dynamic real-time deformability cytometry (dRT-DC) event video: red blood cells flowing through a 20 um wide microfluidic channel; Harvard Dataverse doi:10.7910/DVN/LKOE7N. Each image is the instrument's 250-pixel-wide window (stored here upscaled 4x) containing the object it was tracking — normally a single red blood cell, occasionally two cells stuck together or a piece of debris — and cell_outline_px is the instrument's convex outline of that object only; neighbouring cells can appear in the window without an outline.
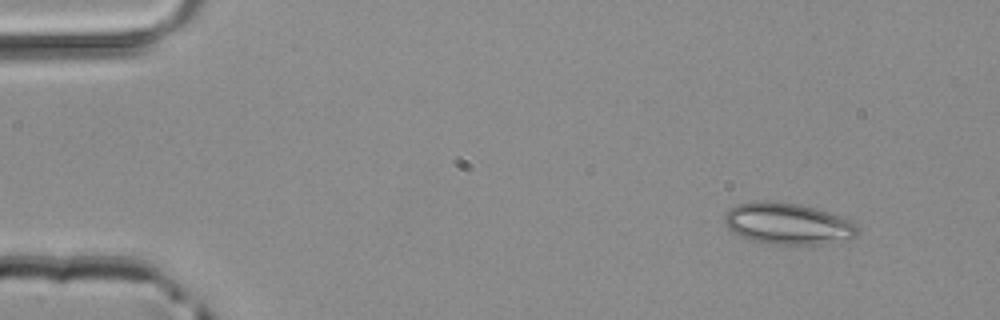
{"species": "common noctule bat (a hibernating species)", "species_latin": "Nyctalus noctula", "temperature_condition": "room temperature", "stored_images_in_passage": 47, "camera_frame_rate_fps": 3000, "um_per_image_px": 0.085, "animal": {"sex": "male", "body_mass_g": 20.4}, "frame": {"image": 1, "passage_image": 4, "time_ms": 1.0, "image_size_px": [1000, 320], "cell_outline_px": [[860, 232], [856, 236], [820, 244], [768, 244], [748, 240], [732, 232], [724, 224], [724, 212], [728, 208], [736, 204], [760, 200], [764, 200], [800, 204], [816, 208], [828, 212], [848, 220], [856, 224], [860, 228]], "centroid_in_image_um": [66.88, 19.0], "position_along_channel_um": 18.1, "area_um2": 32.37}}
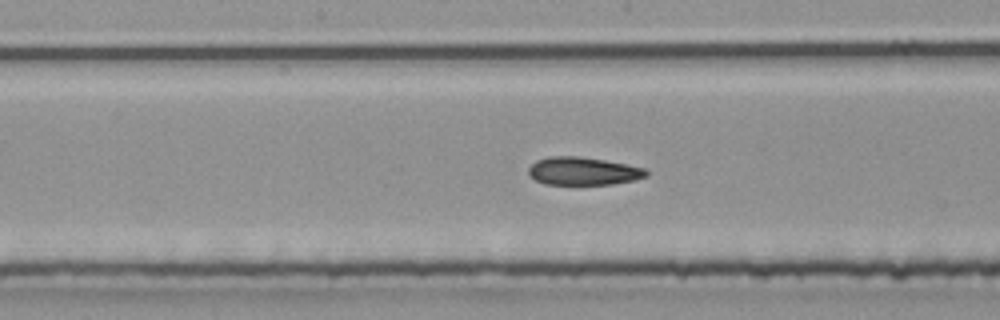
{"frame": {"image": 2, "passage_image": 24, "time_ms": 7.667, "image_size_px": [1000, 320], "cell_outline_px": [[648, 176], [636, 180], [612, 184], [544, 184], [536, 180], [528, 172], [528, 168], [536, 160], [548, 156], [580, 156], [604, 160], [644, 168], [648, 172]], "centroid_in_image_um": [49.57, 14.54], "position_along_channel_um": 198.6, "area_um2": 19.13}}
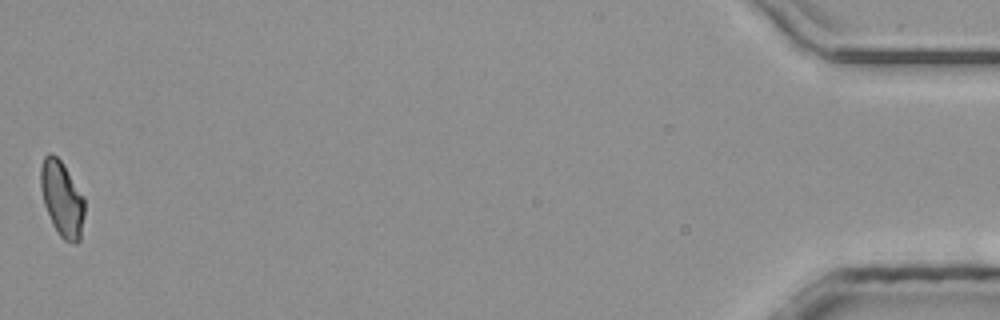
{"frame": {"image": 3, "passage_image": 47, "time_ms": 15.333, "image_size_px": [1000, 320], "cell_outline_px": [[84, 216], [80, 240], [76, 244], [64, 240], [60, 236], [52, 224], [44, 204], [40, 188], [40, 168], [44, 156], [48, 152], [52, 152], [60, 160], [84, 196]], "centroid_in_image_um": [5.26, 16.9], "position_along_channel_um": 429.9, "area_um2": 19.36}}